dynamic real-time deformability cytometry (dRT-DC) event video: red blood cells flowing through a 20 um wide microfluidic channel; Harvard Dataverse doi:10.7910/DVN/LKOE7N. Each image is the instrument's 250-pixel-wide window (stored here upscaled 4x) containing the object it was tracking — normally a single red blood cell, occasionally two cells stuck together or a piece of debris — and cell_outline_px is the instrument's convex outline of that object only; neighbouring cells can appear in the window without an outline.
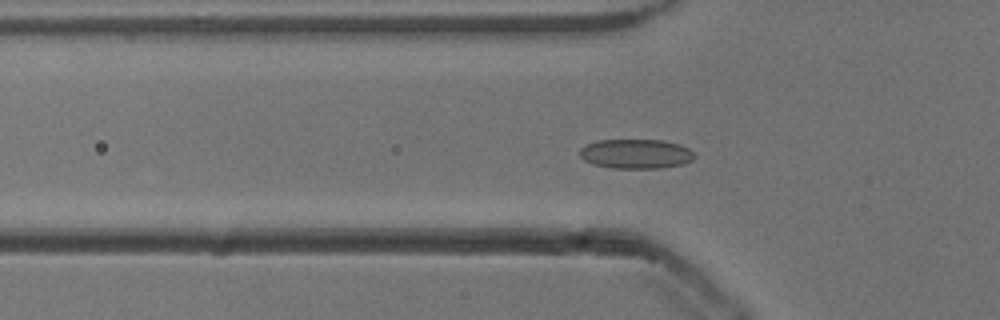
{"species": "common noctule bat (a hibernating species)", "species_latin": "Nyctalus noctula", "temperature_condition": "cold", "stored_images_in_passage": 55, "camera_frame_rate_fps": 3000, "um_per_image_px": 0.085, "animal": {"sex": "male", "body_mass_g": 13.3}, "frame": {"image": 1, "passage_image": 18, "time_ms": 5.667, "image_size_px": [1000, 320], "cell_outline_px": [[696, 156], [692, 160], [684, 164], [660, 168], [612, 168], [592, 164], [584, 160], [580, 156], [580, 148], [596, 140], [664, 140], [680, 144], [688, 148]], "centroid_in_image_um": [54.06, 13.08], "position_along_channel_um": 71.7, "area_um2": 19.83}}
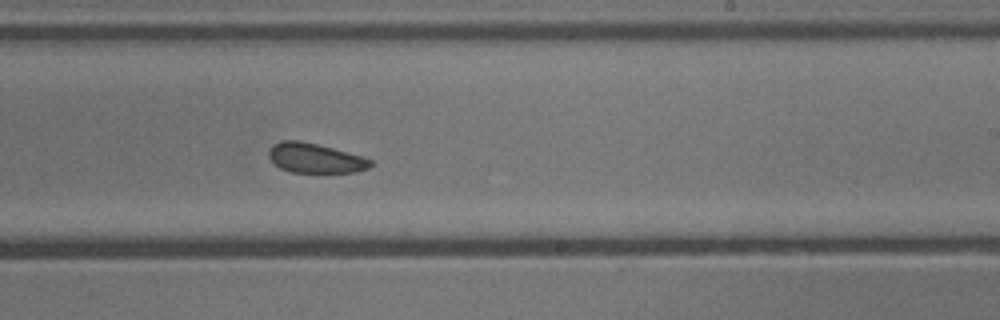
{"frame": {"image": 2, "passage_image": 33, "time_ms": 10.667, "image_size_px": [1000, 320], "cell_outline_px": [[372, 164], [368, 168], [356, 172], [292, 172], [280, 168], [268, 156], [268, 152], [272, 144], [280, 140], [300, 140], [332, 148], [360, 156], [372, 160]], "centroid_in_image_um": [26.75, 13.43], "position_along_channel_um": 262.3, "area_um2": 17.4}}
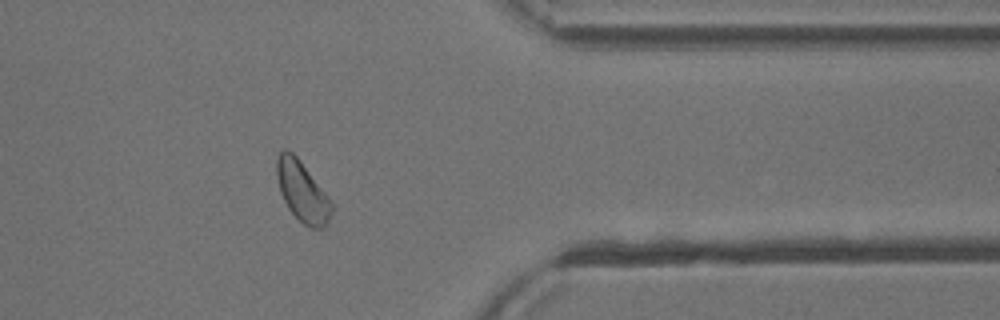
{"frame": {"image": 3, "passage_image": 44, "time_ms": 14.333, "image_size_px": [1000, 320], "cell_outline_px": [[332, 212], [324, 228], [308, 228], [288, 208], [280, 192], [276, 176], [276, 160], [280, 152], [284, 148], [292, 152], [300, 160], [332, 200]], "centroid_in_image_um": [25.69, 16.27], "position_along_channel_um": 385.7, "area_um2": 19.31}, "authors_computed_cell_mechanics": {"area_um2": 19.5364, "velocity_mm_per_s": 3.7955, "shape_relaxation_time_tau1_ms": 5.8098, "shape_relaxation_time_tau2_ms": 2.34, "deformation_change_tau1": 0.0719, "deformation_change_tau2": 0.0774}}